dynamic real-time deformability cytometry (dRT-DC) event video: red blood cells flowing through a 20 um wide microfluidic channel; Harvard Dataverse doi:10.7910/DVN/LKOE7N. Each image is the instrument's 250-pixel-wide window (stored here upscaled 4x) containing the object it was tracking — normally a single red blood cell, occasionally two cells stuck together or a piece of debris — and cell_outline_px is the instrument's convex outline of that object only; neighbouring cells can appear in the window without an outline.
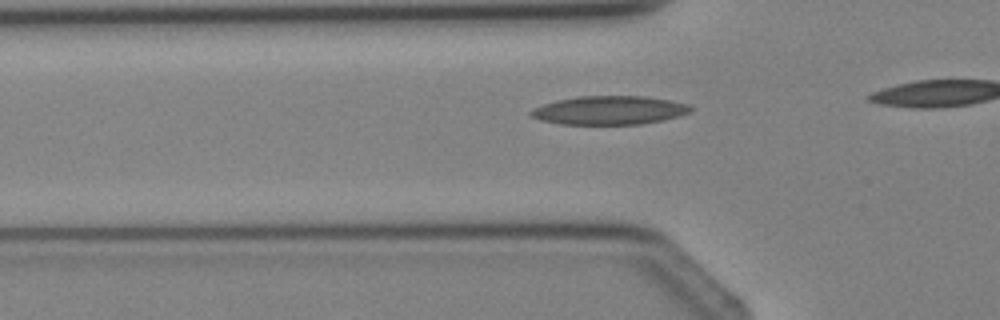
{"species": "Egyptian fruit bat (a non-hibernating species)", "species_latin": "Rousettus aegyptiacus", "temperature_condition": "cold", "stored_images_in_passage": 8, "camera_frame_rate_fps": 3000, "um_per_image_px": 0.085, "animal": {"sex": "female"}, "frame": {"image": 1, "passage_image": 8, "time_ms": 9.0, "image_size_px": [1000, 320], "cell_outline_px": [[692, 112], [660, 120], [640, 124], [560, 124], [540, 120], [532, 116], [528, 112], [544, 104], [556, 100], [580, 96], [644, 96], [668, 100], [688, 104], [692, 108]], "centroid_in_image_um": [51.78, 9.37], "position_along_channel_um": 74.0, "area_um2": 26.36}}